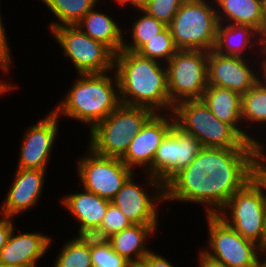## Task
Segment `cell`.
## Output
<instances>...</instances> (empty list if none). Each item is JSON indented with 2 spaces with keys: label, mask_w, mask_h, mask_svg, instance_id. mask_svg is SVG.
<instances>
[{
  "label": "cell",
  "mask_w": 266,
  "mask_h": 267,
  "mask_svg": "<svg viewBox=\"0 0 266 267\" xmlns=\"http://www.w3.org/2000/svg\"><path fill=\"white\" fill-rule=\"evenodd\" d=\"M241 117L242 124H244L243 138L246 141L255 143L263 149H266V144L262 143L260 141L261 139H259V137L256 138L253 132H251L254 125V127L257 126V129L260 128L258 131L262 130L266 126V87L259 81L242 95Z\"/></svg>",
  "instance_id": "25"
},
{
  "label": "cell",
  "mask_w": 266,
  "mask_h": 267,
  "mask_svg": "<svg viewBox=\"0 0 266 267\" xmlns=\"http://www.w3.org/2000/svg\"><path fill=\"white\" fill-rule=\"evenodd\" d=\"M264 49V37L252 26L218 23L213 49L215 52L225 56L254 59L253 56L259 58Z\"/></svg>",
  "instance_id": "19"
},
{
  "label": "cell",
  "mask_w": 266,
  "mask_h": 267,
  "mask_svg": "<svg viewBox=\"0 0 266 267\" xmlns=\"http://www.w3.org/2000/svg\"><path fill=\"white\" fill-rule=\"evenodd\" d=\"M94 7L90 10L76 26L93 40L104 43L115 54L119 53L123 47L124 34L127 29L123 30L122 26L116 22L113 16L105 12L98 11Z\"/></svg>",
  "instance_id": "22"
},
{
  "label": "cell",
  "mask_w": 266,
  "mask_h": 267,
  "mask_svg": "<svg viewBox=\"0 0 266 267\" xmlns=\"http://www.w3.org/2000/svg\"><path fill=\"white\" fill-rule=\"evenodd\" d=\"M257 59V57L253 60L238 56H225L214 50L209 51L208 85L231 89L241 95L245 94L258 82Z\"/></svg>",
  "instance_id": "16"
},
{
  "label": "cell",
  "mask_w": 266,
  "mask_h": 267,
  "mask_svg": "<svg viewBox=\"0 0 266 267\" xmlns=\"http://www.w3.org/2000/svg\"><path fill=\"white\" fill-rule=\"evenodd\" d=\"M159 224H132L120 232L112 234V249L133 265L142 264L143 259L152 251L148 248L149 239L156 236ZM148 241V243H147Z\"/></svg>",
  "instance_id": "21"
},
{
  "label": "cell",
  "mask_w": 266,
  "mask_h": 267,
  "mask_svg": "<svg viewBox=\"0 0 266 267\" xmlns=\"http://www.w3.org/2000/svg\"><path fill=\"white\" fill-rule=\"evenodd\" d=\"M172 114L175 125L196 137L203 147L262 148L246 141L231 125L218 120L201 99L178 102Z\"/></svg>",
  "instance_id": "4"
},
{
  "label": "cell",
  "mask_w": 266,
  "mask_h": 267,
  "mask_svg": "<svg viewBox=\"0 0 266 267\" xmlns=\"http://www.w3.org/2000/svg\"><path fill=\"white\" fill-rule=\"evenodd\" d=\"M201 100L218 120L231 125L243 137L241 94L231 89L208 85Z\"/></svg>",
  "instance_id": "24"
},
{
  "label": "cell",
  "mask_w": 266,
  "mask_h": 267,
  "mask_svg": "<svg viewBox=\"0 0 266 267\" xmlns=\"http://www.w3.org/2000/svg\"><path fill=\"white\" fill-rule=\"evenodd\" d=\"M4 80V81H3ZM7 79H0V96L6 95L8 92L15 90L19 85L15 83H8Z\"/></svg>",
  "instance_id": "40"
},
{
  "label": "cell",
  "mask_w": 266,
  "mask_h": 267,
  "mask_svg": "<svg viewBox=\"0 0 266 267\" xmlns=\"http://www.w3.org/2000/svg\"><path fill=\"white\" fill-rule=\"evenodd\" d=\"M78 226L76 236L70 239L77 245L93 249L111 244L112 235L106 229L100 226Z\"/></svg>",
  "instance_id": "30"
},
{
  "label": "cell",
  "mask_w": 266,
  "mask_h": 267,
  "mask_svg": "<svg viewBox=\"0 0 266 267\" xmlns=\"http://www.w3.org/2000/svg\"><path fill=\"white\" fill-rule=\"evenodd\" d=\"M263 6H264V15L266 19V0H263Z\"/></svg>",
  "instance_id": "44"
},
{
  "label": "cell",
  "mask_w": 266,
  "mask_h": 267,
  "mask_svg": "<svg viewBox=\"0 0 266 267\" xmlns=\"http://www.w3.org/2000/svg\"><path fill=\"white\" fill-rule=\"evenodd\" d=\"M133 267H144L142 264L133 265Z\"/></svg>",
  "instance_id": "45"
},
{
  "label": "cell",
  "mask_w": 266,
  "mask_h": 267,
  "mask_svg": "<svg viewBox=\"0 0 266 267\" xmlns=\"http://www.w3.org/2000/svg\"><path fill=\"white\" fill-rule=\"evenodd\" d=\"M49 33L60 45L63 57L75 67L77 74L114 71L115 53L104 43L93 40L76 25L58 26Z\"/></svg>",
  "instance_id": "8"
},
{
  "label": "cell",
  "mask_w": 266,
  "mask_h": 267,
  "mask_svg": "<svg viewBox=\"0 0 266 267\" xmlns=\"http://www.w3.org/2000/svg\"><path fill=\"white\" fill-rule=\"evenodd\" d=\"M131 225V221L126 218L124 213L116 205L110 202L100 227L106 229L112 235L130 227Z\"/></svg>",
  "instance_id": "33"
},
{
  "label": "cell",
  "mask_w": 266,
  "mask_h": 267,
  "mask_svg": "<svg viewBox=\"0 0 266 267\" xmlns=\"http://www.w3.org/2000/svg\"><path fill=\"white\" fill-rule=\"evenodd\" d=\"M218 23L249 25L266 37L263 0H214Z\"/></svg>",
  "instance_id": "20"
},
{
  "label": "cell",
  "mask_w": 266,
  "mask_h": 267,
  "mask_svg": "<svg viewBox=\"0 0 266 267\" xmlns=\"http://www.w3.org/2000/svg\"><path fill=\"white\" fill-rule=\"evenodd\" d=\"M14 178L1 202L0 214L18 218L39 205L45 187L47 170L16 168Z\"/></svg>",
  "instance_id": "17"
},
{
  "label": "cell",
  "mask_w": 266,
  "mask_h": 267,
  "mask_svg": "<svg viewBox=\"0 0 266 267\" xmlns=\"http://www.w3.org/2000/svg\"><path fill=\"white\" fill-rule=\"evenodd\" d=\"M185 0H148L143 11L169 25Z\"/></svg>",
  "instance_id": "31"
},
{
  "label": "cell",
  "mask_w": 266,
  "mask_h": 267,
  "mask_svg": "<svg viewBox=\"0 0 266 267\" xmlns=\"http://www.w3.org/2000/svg\"><path fill=\"white\" fill-rule=\"evenodd\" d=\"M16 231L14 226L8 241L0 251V264L38 267V261L45 257L52 246L51 235H44L41 231H21L19 234Z\"/></svg>",
  "instance_id": "18"
},
{
  "label": "cell",
  "mask_w": 266,
  "mask_h": 267,
  "mask_svg": "<svg viewBox=\"0 0 266 267\" xmlns=\"http://www.w3.org/2000/svg\"><path fill=\"white\" fill-rule=\"evenodd\" d=\"M202 148L196 137L174 124L157 149L152 163V177L165 185L176 173L186 168Z\"/></svg>",
  "instance_id": "13"
},
{
  "label": "cell",
  "mask_w": 266,
  "mask_h": 267,
  "mask_svg": "<svg viewBox=\"0 0 266 267\" xmlns=\"http://www.w3.org/2000/svg\"><path fill=\"white\" fill-rule=\"evenodd\" d=\"M259 248L262 254L266 256V206H265V216H264V230H263V235H262V242Z\"/></svg>",
  "instance_id": "41"
},
{
  "label": "cell",
  "mask_w": 266,
  "mask_h": 267,
  "mask_svg": "<svg viewBox=\"0 0 266 267\" xmlns=\"http://www.w3.org/2000/svg\"><path fill=\"white\" fill-rule=\"evenodd\" d=\"M218 20L214 0H185L168 25L178 50L214 49Z\"/></svg>",
  "instance_id": "7"
},
{
  "label": "cell",
  "mask_w": 266,
  "mask_h": 267,
  "mask_svg": "<svg viewBox=\"0 0 266 267\" xmlns=\"http://www.w3.org/2000/svg\"><path fill=\"white\" fill-rule=\"evenodd\" d=\"M177 51L178 49L174 44L170 29L167 26L162 32L158 33L156 37L147 41L137 53L142 57L166 64Z\"/></svg>",
  "instance_id": "28"
},
{
  "label": "cell",
  "mask_w": 266,
  "mask_h": 267,
  "mask_svg": "<svg viewBox=\"0 0 266 267\" xmlns=\"http://www.w3.org/2000/svg\"><path fill=\"white\" fill-rule=\"evenodd\" d=\"M88 149L77 158L76 173L83 189L112 200L135 172L117 157L96 154Z\"/></svg>",
  "instance_id": "11"
},
{
  "label": "cell",
  "mask_w": 266,
  "mask_h": 267,
  "mask_svg": "<svg viewBox=\"0 0 266 267\" xmlns=\"http://www.w3.org/2000/svg\"><path fill=\"white\" fill-rule=\"evenodd\" d=\"M81 189L65 194L61 204L80 226H100L111 201Z\"/></svg>",
  "instance_id": "23"
},
{
  "label": "cell",
  "mask_w": 266,
  "mask_h": 267,
  "mask_svg": "<svg viewBox=\"0 0 266 267\" xmlns=\"http://www.w3.org/2000/svg\"><path fill=\"white\" fill-rule=\"evenodd\" d=\"M208 51L178 50L166 63L169 100L201 99L208 87Z\"/></svg>",
  "instance_id": "9"
},
{
  "label": "cell",
  "mask_w": 266,
  "mask_h": 267,
  "mask_svg": "<svg viewBox=\"0 0 266 267\" xmlns=\"http://www.w3.org/2000/svg\"><path fill=\"white\" fill-rule=\"evenodd\" d=\"M0 267H24V266L13 265V264H10V265H3V264H0Z\"/></svg>",
  "instance_id": "43"
},
{
  "label": "cell",
  "mask_w": 266,
  "mask_h": 267,
  "mask_svg": "<svg viewBox=\"0 0 266 267\" xmlns=\"http://www.w3.org/2000/svg\"><path fill=\"white\" fill-rule=\"evenodd\" d=\"M114 71L121 104L147 107L155 113L172 112L164 63L121 50L115 54Z\"/></svg>",
  "instance_id": "2"
},
{
  "label": "cell",
  "mask_w": 266,
  "mask_h": 267,
  "mask_svg": "<svg viewBox=\"0 0 266 267\" xmlns=\"http://www.w3.org/2000/svg\"><path fill=\"white\" fill-rule=\"evenodd\" d=\"M144 267H177L162 255L151 251L142 261Z\"/></svg>",
  "instance_id": "36"
},
{
  "label": "cell",
  "mask_w": 266,
  "mask_h": 267,
  "mask_svg": "<svg viewBox=\"0 0 266 267\" xmlns=\"http://www.w3.org/2000/svg\"><path fill=\"white\" fill-rule=\"evenodd\" d=\"M154 114L147 107L120 104L89 131L87 146L96 154L121 158L132 139Z\"/></svg>",
  "instance_id": "5"
},
{
  "label": "cell",
  "mask_w": 266,
  "mask_h": 267,
  "mask_svg": "<svg viewBox=\"0 0 266 267\" xmlns=\"http://www.w3.org/2000/svg\"><path fill=\"white\" fill-rule=\"evenodd\" d=\"M57 253L53 267H93L91 249L77 245L72 240H65Z\"/></svg>",
  "instance_id": "29"
},
{
  "label": "cell",
  "mask_w": 266,
  "mask_h": 267,
  "mask_svg": "<svg viewBox=\"0 0 266 267\" xmlns=\"http://www.w3.org/2000/svg\"><path fill=\"white\" fill-rule=\"evenodd\" d=\"M14 219L16 218L0 214V251L8 241L14 226H16Z\"/></svg>",
  "instance_id": "35"
},
{
  "label": "cell",
  "mask_w": 266,
  "mask_h": 267,
  "mask_svg": "<svg viewBox=\"0 0 266 267\" xmlns=\"http://www.w3.org/2000/svg\"><path fill=\"white\" fill-rule=\"evenodd\" d=\"M115 5L121 7H132L133 11L143 10L148 0H113ZM129 4V6H128Z\"/></svg>",
  "instance_id": "38"
},
{
  "label": "cell",
  "mask_w": 266,
  "mask_h": 267,
  "mask_svg": "<svg viewBox=\"0 0 266 267\" xmlns=\"http://www.w3.org/2000/svg\"><path fill=\"white\" fill-rule=\"evenodd\" d=\"M264 42H265V49L264 50L266 51V37L264 38Z\"/></svg>",
  "instance_id": "46"
},
{
  "label": "cell",
  "mask_w": 266,
  "mask_h": 267,
  "mask_svg": "<svg viewBox=\"0 0 266 267\" xmlns=\"http://www.w3.org/2000/svg\"><path fill=\"white\" fill-rule=\"evenodd\" d=\"M41 1V0H40ZM47 9L56 17L51 21L49 30L58 26L76 25L100 0H42Z\"/></svg>",
  "instance_id": "26"
},
{
  "label": "cell",
  "mask_w": 266,
  "mask_h": 267,
  "mask_svg": "<svg viewBox=\"0 0 266 267\" xmlns=\"http://www.w3.org/2000/svg\"><path fill=\"white\" fill-rule=\"evenodd\" d=\"M266 206V172L262 169L236 191L216 214L247 240L261 245Z\"/></svg>",
  "instance_id": "6"
},
{
  "label": "cell",
  "mask_w": 266,
  "mask_h": 267,
  "mask_svg": "<svg viewBox=\"0 0 266 267\" xmlns=\"http://www.w3.org/2000/svg\"><path fill=\"white\" fill-rule=\"evenodd\" d=\"M59 122V117L51 110L36 124H31L25 129L20 141L16 168L48 170L51 152L60 133Z\"/></svg>",
  "instance_id": "14"
},
{
  "label": "cell",
  "mask_w": 266,
  "mask_h": 267,
  "mask_svg": "<svg viewBox=\"0 0 266 267\" xmlns=\"http://www.w3.org/2000/svg\"><path fill=\"white\" fill-rule=\"evenodd\" d=\"M77 76L52 111L60 120L67 117L87 124L90 131L121 104L119 82L115 71Z\"/></svg>",
  "instance_id": "3"
},
{
  "label": "cell",
  "mask_w": 266,
  "mask_h": 267,
  "mask_svg": "<svg viewBox=\"0 0 266 267\" xmlns=\"http://www.w3.org/2000/svg\"><path fill=\"white\" fill-rule=\"evenodd\" d=\"M137 175L136 172L126 181L111 202L124 213L132 224H160L159 211L161 209H159V205L165 202L164 184L148 173L142 174L146 183L142 180L141 184L135 179L139 178Z\"/></svg>",
  "instance_id": "12"
},
{
  "label": "cell",
  "mask_w": 266,
  "mask_h": 267,
  "mask_svg": "<svg viewBox=\"0 0 266 267\" xmlns=\"http://www.w3.org/2000/svg\"><path fill=\"white\" fill-rule=\"evenodd\" d=\"M207 248L202 251L229 267H256L262 259L259 245L247 240L217 215H206ZM209 249V250H208Z\"/></svg>",
  "instance_id": "10"
},
{
  "label": "cell",
  "mask_w": 266,
  "mask_h": 267,
  "mask_svg": "<svg viewBox=\"0 0 266 267\" xmlns=\"http://www.w3.org/2000/svg\"><path fill=\"white\" fill-rule=\"evenodd\" d=\"M256 267H266V256L262 257V259L257 263Z\"/></svg>",
  "instance_id": "42"
},
{
  "label": "cell",
  "mask_w": 266,
  "mask_h": 267,
  "mask_svg": "<svg viewBox=\"0 0 266 267\" xmlns=\"http://www.w3.org/2000/svg\"><path fill=\"white\" fill-rule=\"evenodd\" d=\"M93 267H133L126 258L118 255L111 244L91 249Z\"/></svg>",
  "instance_id": "32"
},
{
  "label": "cell",
  "mask_w": 266,
  "mask_h": 267,
  "mask_svg": "<svg viewBox=\"0 0 266 267\" xmlns=\"http://www.w3.org/2000/svg\"><path fill=\"white\" fill-rule=\"evenodd\" d=\"M137 15L134 18L133 25H129L131 27L128 31L130 36L128 35L129 41L126 35H124L123 47L122 50L137 52L147 41L156 37V35L162 32L167 25L158 21L153 16L147 14L143 10L134 11ZM140 12L141 16L138 14ZM137 17V19H136ZM131 31V32H130ZM128 41V42H127Z\"/></svg>",
  "instance_id": "27"
},
{
  "label": "cell",
  "mask_w": 266,
  "mask_h": 267,
  "mask_svg": "<svg viewBox=\"0 0 266 267\" xmlns=\"http://www.w3.org/2000/svg\"><path fill=\"white\" fill-rule=\"evenodd\" d=\"M262 169L263 148L203 147L164 185L165 202L197 203L216 215Z\"/></svg>",
  "instance_id": "1"
},
{
  "label": "cell",
  "mask_w": 266,
  "mask_h": 267,
  "mask_svg": "<svg viewBox=\"0 0 266 267\" xmlns=\"http://www.w3.org/2000/svg\"><path fill=\"white\" fill-rule=\"evenodd\" d=\"M175 124L170 113H155L132 139L126 153L120 158L132 169H140V173L152 176V163L162 140Z\"/></svg>",
  "instance_id": "15"
},
{
  "label": "cell",
  "mask_w": 266,
  "mask_h": 267,
  "mask_svg": "<svg viewBox=\"0 0 266 267\" xmlns=\"http://www.w3.org/2000/svg\"><path fill=\"white\" fill-rule=\"evenodd\" d=\"M261 58V59H260ZM258 81L266 87V51L258 58Z\"/></svg>",
  "instance_id": "39"
},
{
  "label": "cell",
  "mask_w": 266,
  "mask_h": 267,
  "mask_svg": "<svg viewBox=\"0 0 266 267\" xmlns=\"http://www.w3.org/2000/svg\"><path fill=\"white\" fill-rule=\"evenodd\" d=\"M198 254V267H229L223 262L217 261L211 257H209L207 254H205L201 248H199Z\"/></svg>",
  "instance_id": "37"
},
{
  "label": "cell",
  "mask_w": 266,
  "mask_h": 267,
  "mask_svg": "<svg viewBox=\"0 0 266 267\" xmlns=\"http://www.w3.org/2000/svg\"><path fill=\"white\" fill-rule=\"evenodd\" d=\"M1 12L2 11H0V70L3 71V73L9 75L10 69L12 67L13 56L11 55L12 49L11 46L9 47V38L7 37V33L5 31V24L3 23L4 21L2 19L3 16L1 15Z\"/></svg>",
  "instance_id": "34"
}]
</instances>
